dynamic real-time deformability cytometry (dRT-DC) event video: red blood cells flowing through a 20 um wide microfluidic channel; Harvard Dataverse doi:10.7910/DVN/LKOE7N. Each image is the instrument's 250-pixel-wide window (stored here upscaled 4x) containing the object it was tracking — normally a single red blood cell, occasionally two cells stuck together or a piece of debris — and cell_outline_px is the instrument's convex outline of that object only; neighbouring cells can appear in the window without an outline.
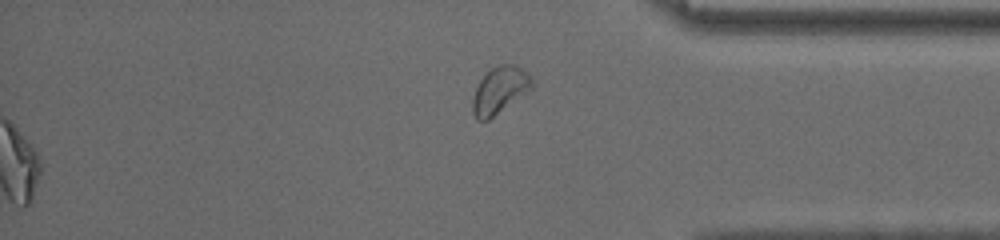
{"species": "common noctule bat (a hibernating species)", "species_latin": "Nyctalus noctula", "temperature_condition": "room temperature", "stored_images_in_passage": 39, "segment_of_instrument_passage": [2, 2], "camera_frame_rate_fps": 3000, "um_per_image_px": 0.085, "animal": {"sex": "male", "body_mass_g": 13.0, "forearm_length_mm": 53.1}, "frame": {"image": 1, "passage_image": 39, "time_ms": 12.667, "image_size_px": [1000, 240], "cell_outline_px": [[536, 84], [532, 88], [488, 120], [476, 120], [472, 112], [472, 100], [476, 88], [480, 80], [492, 68], [500, 64], [512, 64], [520, 68]], "centroid_in_image_um": [42.45, 7.68], "position_along_channel_um": 392.7, "area_um2": 15.78}}